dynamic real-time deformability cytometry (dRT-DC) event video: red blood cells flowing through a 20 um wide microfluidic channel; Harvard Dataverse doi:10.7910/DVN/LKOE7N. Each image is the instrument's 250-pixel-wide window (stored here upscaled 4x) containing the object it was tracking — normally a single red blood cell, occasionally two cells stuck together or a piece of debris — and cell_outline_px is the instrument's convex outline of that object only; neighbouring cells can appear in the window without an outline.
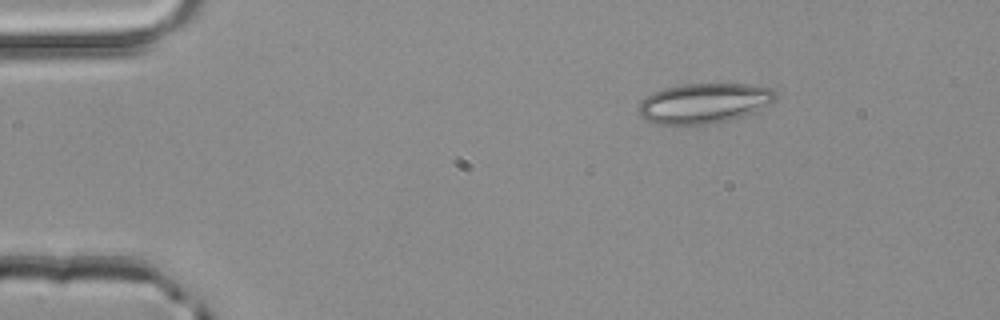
{"species": "common noctule bat (a hibernating species)", "species_latin": "Nyctalus noctula", "temperature_condition": "room temperature", "stored_images_in_passage": 44, "camera_frame_rate_fps": 3000, "um_per_image_px": 0.085, "animal": {"sex": "male", "body_mass_g": 20.4}, "frame": {"image": 1, "passage_image": 1, "time_ms": 0.0, "image_size_px": [1000, 320], "cell_outline_px": [[780, 96], [776, 100], [752, 112], [740, 116], [712, 124], [656, 124], [644, 120], [640, 116], [640, 100], [652, 92], [664, 88], [680, 84], [748, 84], [768, 88], [776, 92]], "centroid_in_image_um": [59.81, 8.76], "position_along_channel_um": 25.2, "area_um2": 31.85}}
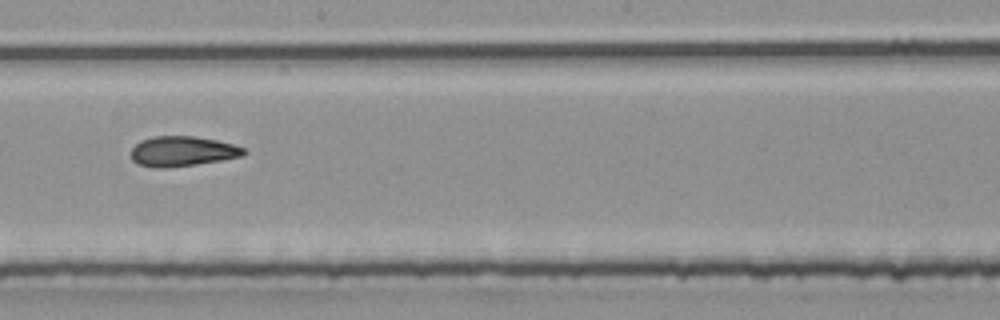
{"frame": {"image": 2, "passage_image": 22, "time_ms": 7.0, "image_size_px": [1000, 320], "cell_outline_px": [[248, 152], [244, 156], [196, 164], [168, 168], [152, 168], [136, 164], [132, 160], [132, 148], [140, 140], [152, 136], [196, 136], [216, 140], [232, 144], [244, 148]], "centroid_in_image_um": [15.49, 12.86], "position_along_channel_um": 232.7, "area_um2": 19.94}}
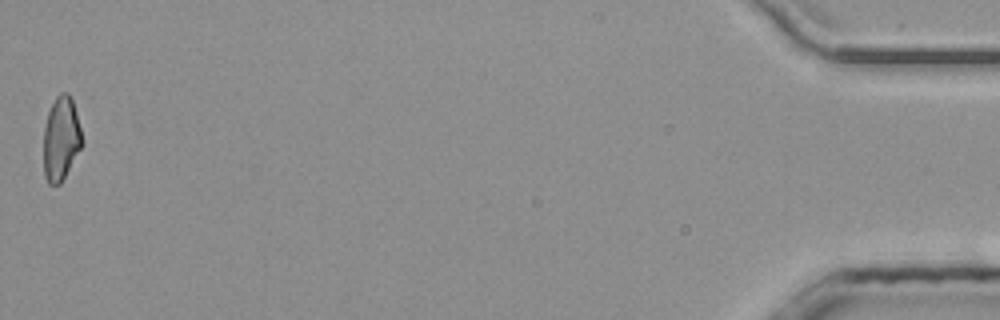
{"frame": {"image": 3, "passage_image": 44, "time_ms": 14.333, "image_size_px": [1000, 320], "cell_outline_px": [[84, 144], [60, 184], [48, 184], [44, 176], [44, 128], [48, 112], [56, 96], [60, 92], [68, 92], [72, 100], [76, 112], [84, 140]], "centroid_in_image_um": [5.2, 11.79], "position_along_channel_um": 430.0, "area_um2": 18.96}, "authors_computed_cell_mechanics": {"area_um2": 19.941, "velocity_mm_per_s": 4.0787, "shape_relaxation_time_tau1_ms": null, "shape_relaxation_time_tau2_ms": 3.0519, "deformation_change_tau1": null, "deformation_change_tau2": 0.1093}}